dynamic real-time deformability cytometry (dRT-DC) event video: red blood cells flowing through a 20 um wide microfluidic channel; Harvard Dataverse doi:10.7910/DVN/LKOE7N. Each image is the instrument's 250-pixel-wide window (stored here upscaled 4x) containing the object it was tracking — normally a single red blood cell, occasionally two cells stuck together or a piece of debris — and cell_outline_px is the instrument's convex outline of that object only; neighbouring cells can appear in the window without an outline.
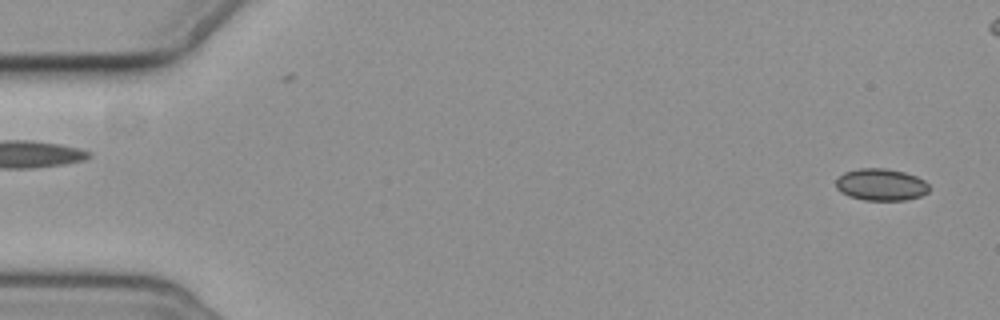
{"species": "common noctule bat (a hibernating species)", "species_latin": "Nyctalus noctula", "temperature_condition": "cold", "stored_images_in_passage": 3, "segment_of_instrument_passage": [2, 2], "camera_frame_rate_fps": 3000, "um_per_image_px": 0.085, "animal": {"sex": "female", "body_mass_g": 19.3, "forearm_length_mm": 54.1}, "frame": {"image": 1, "passage_image": 3, "time_ms": 2.333, "image_size_px": [1000, 320], "cell_outline_px": [[928, 192], [920, 196], [904, 200], [864, 200], [848, 196], [840, 192], [836, 188], [836, 180], [844, 172], [860, 168], [888, 168], [904, 172], [916, 176], [924, 180], [928, 184]], "centroid_in_image_um": [74.87, 15.69], "position_along_channel_um": 10.1, "area_um2": 17.4}}